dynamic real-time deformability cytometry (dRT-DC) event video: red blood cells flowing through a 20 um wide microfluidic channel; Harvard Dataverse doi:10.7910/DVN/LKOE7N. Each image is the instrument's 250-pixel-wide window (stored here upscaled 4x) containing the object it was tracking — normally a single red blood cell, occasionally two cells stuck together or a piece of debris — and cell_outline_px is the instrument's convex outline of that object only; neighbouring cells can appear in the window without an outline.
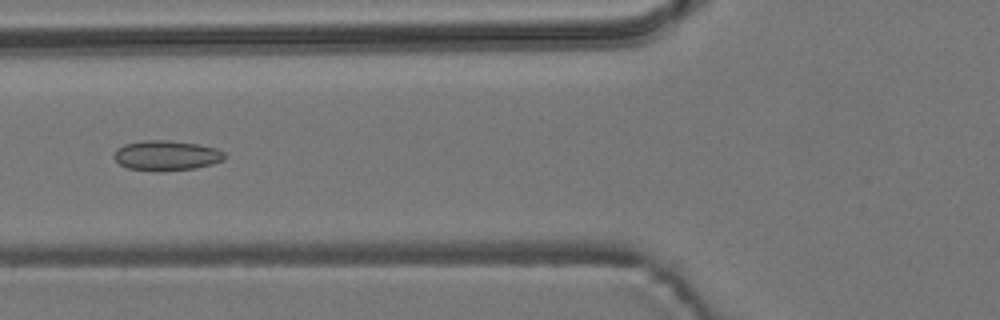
{"species": "common noctule bat (a hibernating species)", "species_latin": "Nyctalus noctula", "temperature_condition": "room temperature", "stored_images_in_passage": 5, "camera_frame_rate_fps": 3000, "um_per_image_px": 0.085, "animal": {"sex": "male", "body_mass_g": 19.2, "forearm_length_mm": 51.8}, "frame": {"image": 1, "passage_image": 5, "time_ms": 6.333, "image_size_px": [1000, 320], "cell_outline_px": [[224, 160], [212, 164], [196, 168], [128, 168], [120, 164], [112, 156], [116, 148], [124, 144], [144, 140], [168, 140], [196, 144], [216, 148], [224, 152]], "centroid_in_image_um": [14.14, 13.16], "position_along_channel_um": 111.7, "area_um2": 18.5}}